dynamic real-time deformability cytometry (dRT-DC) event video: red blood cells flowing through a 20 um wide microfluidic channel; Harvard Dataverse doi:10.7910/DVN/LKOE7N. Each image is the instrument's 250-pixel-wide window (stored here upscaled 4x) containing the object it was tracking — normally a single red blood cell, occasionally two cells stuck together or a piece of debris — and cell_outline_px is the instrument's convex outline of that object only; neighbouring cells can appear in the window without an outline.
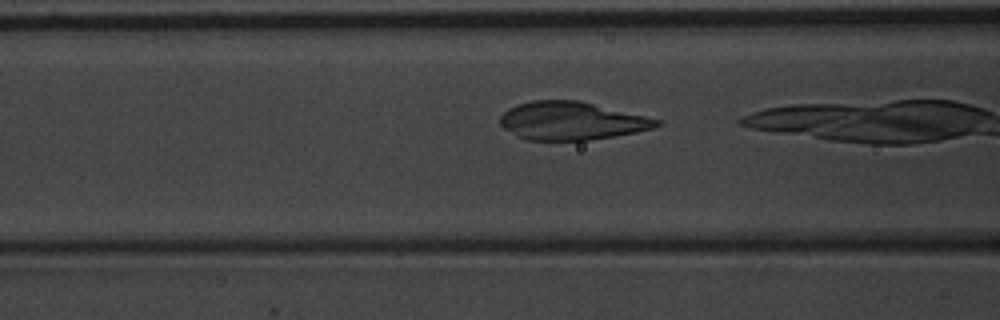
{"species": "common noctule bat (a hibernating species)", "species_latin": "Nyctalus noctula", "temperature_condition": "warm", "stored_images_in_passage": 4, "camera_frame_rate_fps": 3000, "um_per_image_px": 0.085, "animal": {"sex": "male", "body_mass_g": 20.1, "forearm_length_mm": 53.5}, "frame": {"image": 1, "passage_image": 3, "time_ms": 0.667, "image_size_px": [1000, 320], "cell_outline_px": [[664, 124], [652, 128], [636, 132], [588, 140], [524, 140], [516, 136], [504, 128], [500, 124], [500, 116], [508, 108], [516, 104], [532, 100], [580, 100], [660, 120]], "centroid_in_image_um": [48.54, 10.27], "position_along_channel_um": 118.1, "area_um2": 34.74}}